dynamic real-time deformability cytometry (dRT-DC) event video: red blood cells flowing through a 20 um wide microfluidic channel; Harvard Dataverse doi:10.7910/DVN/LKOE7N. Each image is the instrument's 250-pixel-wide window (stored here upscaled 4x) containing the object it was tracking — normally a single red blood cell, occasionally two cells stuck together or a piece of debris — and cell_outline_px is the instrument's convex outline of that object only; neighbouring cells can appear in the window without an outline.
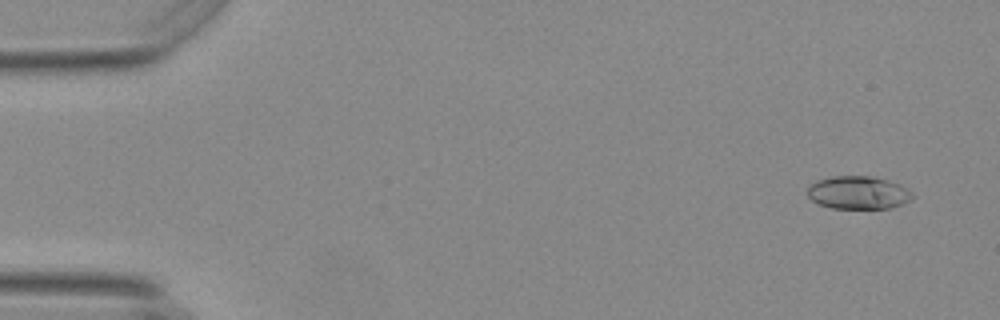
{"species": "Egyptian fruit bat (a non-hibernating species)", "species_latin": "Rousettus aegyptiacus", "temperature_condition": "warm", "stored_images_in_passage": 57, "camera_frame_rate_fps": 3000, "um_per_image_px": 0.085, "animal": {"sex": "female"}, "frame": {"image": 1, "passage_image": 4, "time_ms": 1.0, "image_size_px": [1000, 320], "cell_outline_px": [[916, 196], [892, 208], [832, 208], [816, 204], [808, 196], [808, 188], [816, 180], [832, 176], [868, 176], [884, 180], [896, 184], [912, 192]], "centroid_in_image_um": [72.9, 16.38], "position_along_channel_um": 12.1, "area_um2": 19.88}}
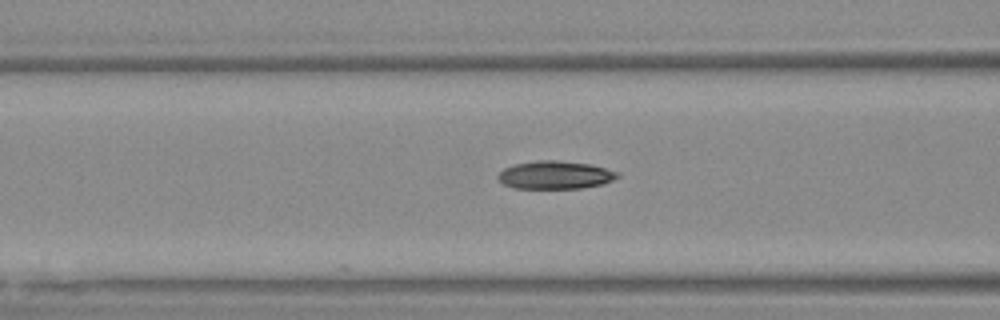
{"frame": {"image": 2, "passage_image": 23, "time_ms": 7.333, "image_size_px": [1000, 320], "cell_outline_px": [[620, 176], [612, 180], [600, 184], [580, 188], [516, 188], [504, 184], [496, 176], [504, 168], [516, 164], [536, 160], [556, 160], [588, 164], [620, 172]], "centroid_in_image_um": [47.18, 14.87], "position_along_channel_um": 119.4, "area_um2": 19.25}}
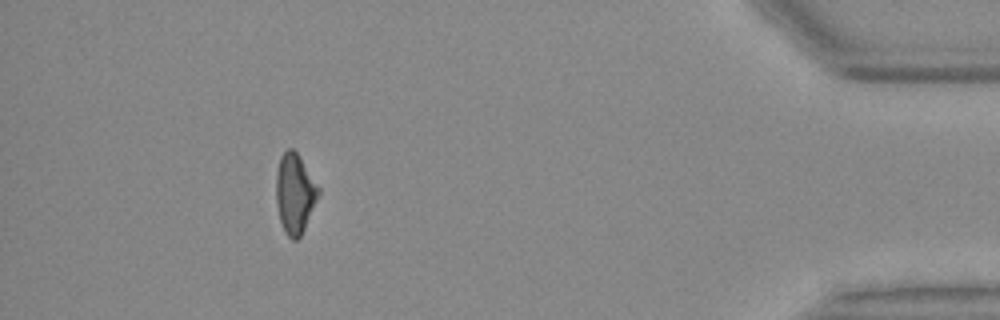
{"frame": {"image": 3, "passage_image": 51, "time_ms": 16.667, "image_size_px": [1000, 320], "cell_outline_px": [[320, 192], [304, 228], [300, 236], [296, 240], [292, 240], [288, 236], [280, 220], [276, 200], [276, 172], [280, 156], [288, 148], [292, 148], [296, 152], [320, 188]], "centroid_in_image_um": [25.05, 16.42], "position_along_channel_um": 410.2, "area_um2": 19.31}, "authors_computed_cell_mechanics": {"area_um2": 19.5364, "velocity_mm_per_s": 3.7201, "shape_relaxation_time_tau1_ms": 6.8183, "shape_relaxation_time_tau2_ms": 3.259, "deformation_change_tau1": 0.1797, "deformation_change_tau2": 0.0878}}